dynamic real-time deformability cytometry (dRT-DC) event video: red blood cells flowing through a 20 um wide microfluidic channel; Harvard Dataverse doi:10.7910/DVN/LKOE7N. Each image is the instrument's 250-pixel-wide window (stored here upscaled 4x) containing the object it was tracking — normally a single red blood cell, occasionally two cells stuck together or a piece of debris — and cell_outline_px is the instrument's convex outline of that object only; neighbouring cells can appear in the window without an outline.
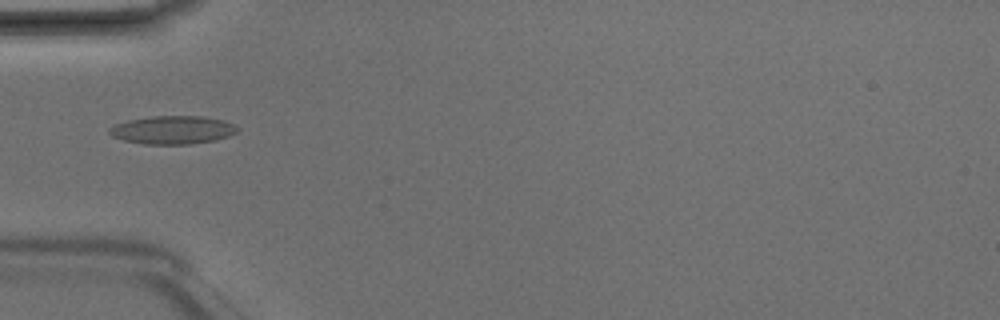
{"species": "Egyptian fruit bat (a non-hibernating species)", "species_latin": "Rousettus aegyptiacus", "temperature_condition": "room temperature", "stored_images_in_passage": 5, "camera_frame_rate_fps": 3000, "um_per_image_px": 0.085, "animal": {"sex": "male"}, "frame": {"image": 1, "passage_image": 4, "time_ms": 1.0, "image_size_px": [1000, 320], "cell_outline_px": [[240, 128], [236, 132], [228, 136], [216, 140], [188, 144], [144, 144], [124, 140], [112, 136], [108, 132], [108, 128], [116, 124], [128, 120], [152, 116], [200, 116], [224, 120], [236, 124]], "centroid_in_image_um": [14.69, 11.04], "position_along_channel_um": 70.3, "area_um2": 21.1}}